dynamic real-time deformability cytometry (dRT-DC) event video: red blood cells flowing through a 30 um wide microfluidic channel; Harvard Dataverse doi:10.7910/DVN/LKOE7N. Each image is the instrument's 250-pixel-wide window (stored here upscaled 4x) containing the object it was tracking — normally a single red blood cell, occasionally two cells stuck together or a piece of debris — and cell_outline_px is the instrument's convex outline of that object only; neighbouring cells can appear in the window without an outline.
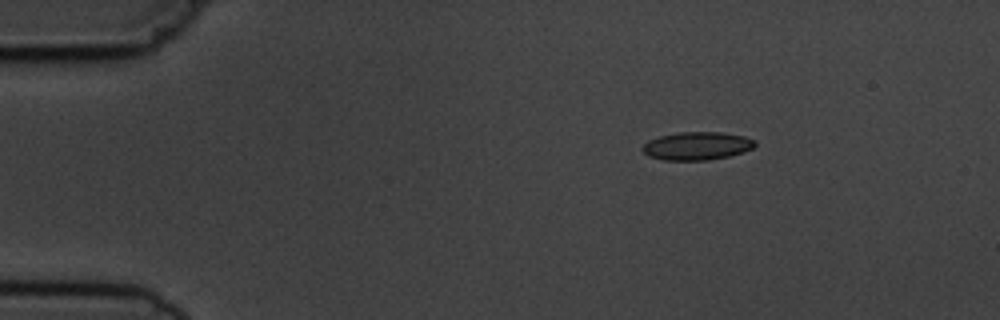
{"species": "common noctule bat (a hibernating species)", "species_latin": "Nyctalus noctula", "temperature_condition": "cold", "stored_images_in_passage": 3, "camera_frame_rate_fps": 3000, "um_per_image_px": 0.085, "animal": {"sex": "male", "body_mass_g": 19.5, "forearm_length_mm": 54.6}, "frame": {"image": 1, "passage_image": 1, "time_ms": 0.0, "image_size_px": [1000, 320], "cell_outline_px": [[756, 144], [752, 148], [744, 152], [728, 156], [708, 160], [664, 160], [648, 156], [640, 148], [648, 140], [660, 136], [680, 132], [720, 132], [744, 136], [756, 140]], "centroid_in_image_um": [59.24, 12.4], "position_along_channel_um": 25.8, "area_um2": 18.44}}